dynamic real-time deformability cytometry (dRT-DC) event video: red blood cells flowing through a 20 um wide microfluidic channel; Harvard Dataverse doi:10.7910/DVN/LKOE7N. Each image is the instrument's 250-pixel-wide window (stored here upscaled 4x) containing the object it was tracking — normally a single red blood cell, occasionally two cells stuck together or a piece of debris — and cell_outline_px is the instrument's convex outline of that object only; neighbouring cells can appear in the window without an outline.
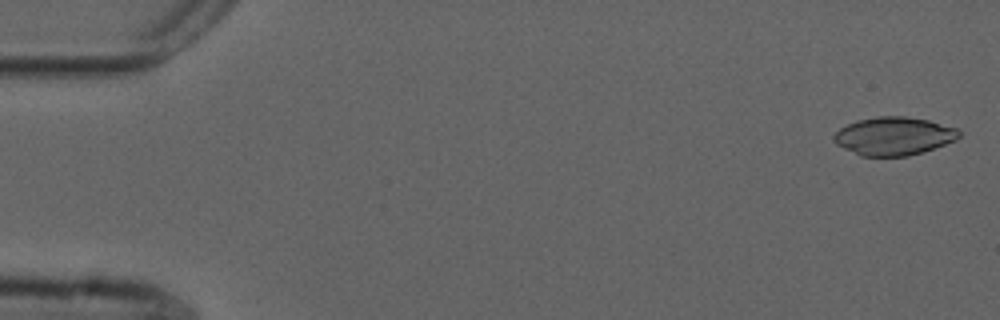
{"species": "common noctule bat (a hibernating species)", "species_latin": "Nyctalus noctula", "temperature_condition": "cold", "stored_images_in_passage": 48, "camera_frame_rate_fps": 3000, "um_per_image_px": 0.085, "animal": {"sex": "male", "forearm_length_mm": 52.5}, "frame": {"image": 1, "passage_image": 2, "time_ms": 0.333, "image_size_px": [1000, 320], "cell_outline_px": [[960, 136], [956, 140], [908, 156], [860, 156], [836, 144], [832, 140], [832, 136], [840, 128], [856, 120], [876, 116], [904, 116], [928, 120], [956, 128], [960, 132]], "centroid_in_image_um": [75.93, 11.56], "position_along_channel_um": 9.1, "area_um2": 27.74}}
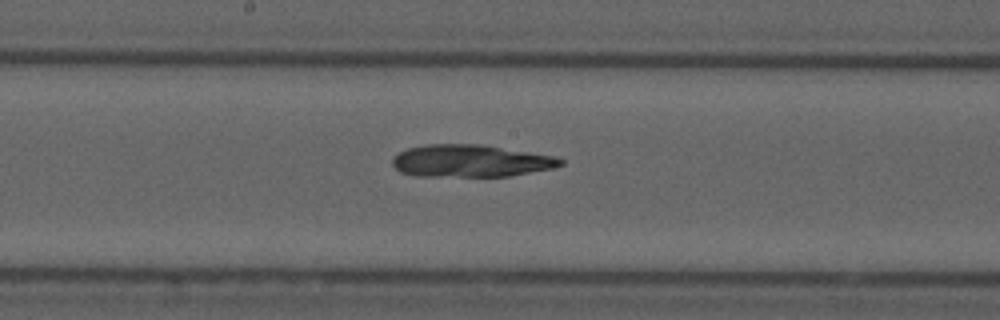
{"frame": {"image": 2, "passage_image": 29, "time_ms": 9.333, "image_size_px": [1000, 320], "cell_outline_px": [[564, 164], [552, 168], [508, 176], [416, 176], [400, 172], [392, 164], [392, 160], [400, 152], [408, 148], [424, 144], [480, 144], [556, 156], [564, 160]], "centroid_in_image_um": [40.0, 13.67], "position_along_channel_um": 208.2, "area_um2": 31.56}}